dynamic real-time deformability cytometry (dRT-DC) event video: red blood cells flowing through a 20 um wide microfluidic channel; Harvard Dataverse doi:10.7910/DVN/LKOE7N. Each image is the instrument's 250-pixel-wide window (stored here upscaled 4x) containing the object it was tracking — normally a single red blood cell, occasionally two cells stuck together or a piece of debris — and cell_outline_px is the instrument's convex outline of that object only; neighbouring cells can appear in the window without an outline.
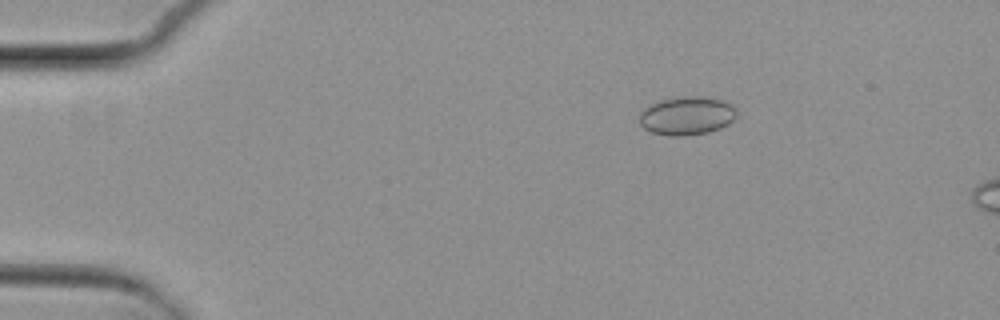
{"species": "common noctule bat (a hibernating species)", "species_latin": "Nyctalus noctula", "temperature_condition": "cold", "stored_images_in_passage": 5, "camera_frame_rate_fps": 3000, "um_per_image_px": 0.085, "animal": {"sex": "female", "body_mass_g": 29.2, "forearm_length_mm": 56.3}, "frame": {"image": 1, "passage_image": 3, "time_ms": 2.333, "image_size_px": [1000, 320], "cell_outline_px": [[736, 116], [728, 124], [720, 128], [708, 132], [684, 136], [668, 136], [652, 132], [644, 128], [640, 124], [640, 112], [648, 104], [660, 100], [684, 96], [704, 96], [720, 100], [732, 104], [736, 108]], "centroid_in_image_um": [58.37, 9.83], "position_along_channel_um": 26.6, "area_um2": 21.91}}